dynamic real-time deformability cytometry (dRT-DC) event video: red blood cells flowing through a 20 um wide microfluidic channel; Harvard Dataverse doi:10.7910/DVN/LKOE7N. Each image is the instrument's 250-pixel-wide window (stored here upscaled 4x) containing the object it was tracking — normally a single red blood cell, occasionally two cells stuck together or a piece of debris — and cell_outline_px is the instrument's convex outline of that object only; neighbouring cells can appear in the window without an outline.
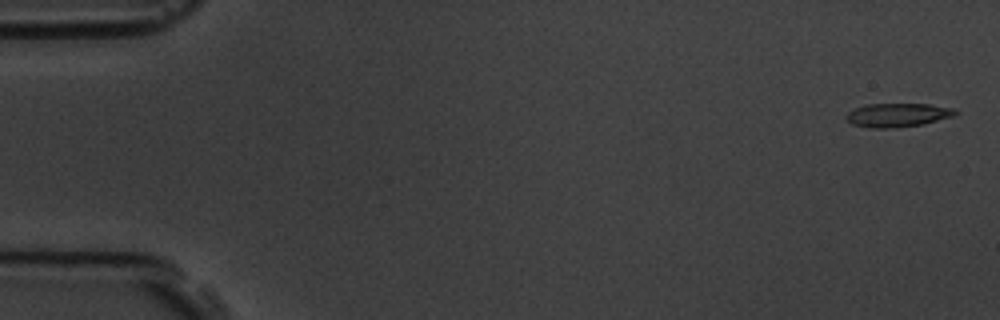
{"species": "common noctule bat (a hibernating species)", "species_latin": "Nyctalus noctula", "temperature_condition": "room temperature", "stored_images_in_passage": 5, "camera_frame_rate_fps": 3000, "um_per_image_px": 0.085, "animal": {"sex": "male", "body_mass_g": 19.5, "forearm_length_mm": 54.6}, "frame": {"image": 1, "passage_image": 1, "time_ms": 0.0, "image_size_px": [1000, 320], "cell_outline_px": [[960, 112], [956, 116], [920, 124], [888, 128], [872, 128], [852, 124], [844, 116], [848, 112], [864, 104], [928, 104], [952, 108]], "centroid_in_image_um": [76.31, 9.77], "position_along_channel_um": 8.7, "area_um2": 14.97}}
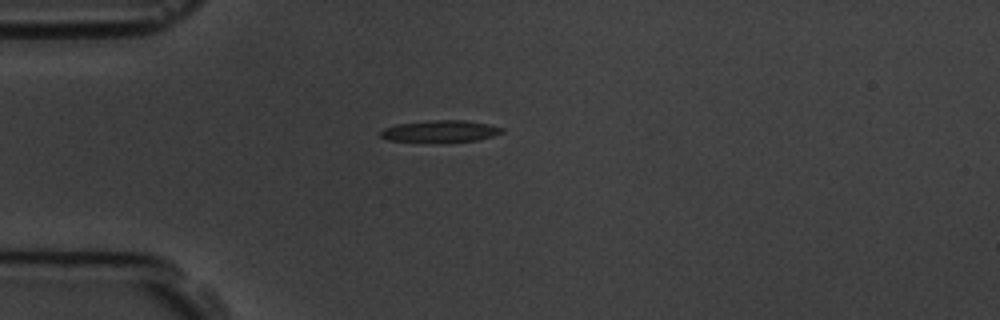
{"frame": {"image": 2, "passage_image": 4, "time_ms": 4.333, "image_size_px": [1000, 320], "cell_outline_px": [[504, 132], [492, 136], [476, 140], [448, 144], [388, 140], [380, 136], [380, 132], [384, 128], [396, 124], [436, 120], [464, 120], [488, 124], [504, 128]], "centroid_in_image_um": [37.43, 11.19], "position_along_channel_um": 47.6, "area_um2": 15.9}}